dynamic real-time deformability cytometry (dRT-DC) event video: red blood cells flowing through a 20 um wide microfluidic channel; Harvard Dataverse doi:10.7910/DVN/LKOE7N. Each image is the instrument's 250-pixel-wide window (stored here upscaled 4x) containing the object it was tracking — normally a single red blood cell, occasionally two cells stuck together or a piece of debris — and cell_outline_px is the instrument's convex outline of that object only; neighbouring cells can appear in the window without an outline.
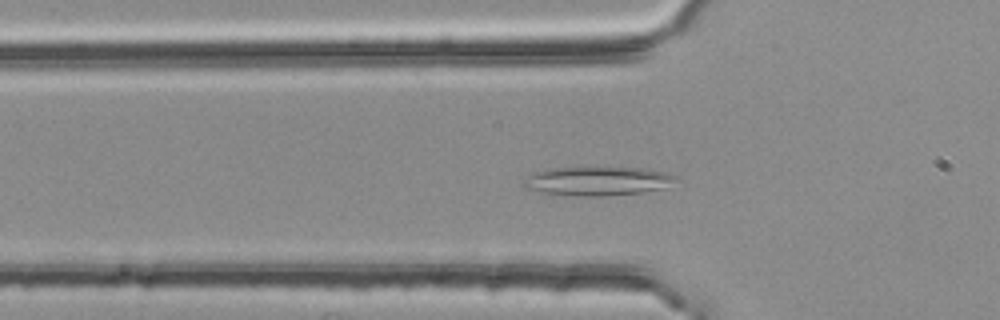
{"species": "common noctule bat (a hibernating species)", "species_latin": "Nyctalus noctula", "temperature_condition": "room temperature", "stored_images_in_passage": 38, "camera_frame_rate_fps": 3000, "um_per_image_px": 0.085, "animal": {"sex": "female", "body_mass_g": 25.1}, "frame": {"image": 1, "passage_image": 10, "time_ms": 3.0, "image_size_px": [1000, 320], "cell_outline_px": [[680, 180], [668, 188], [644, 192], [604, 196], [580, 196], [540, 192], [524, 188], [520, 184], [528, 176], [536, 172], [548, 168], [644, 168], [668, 172], [676, 176]], "centroid_in_image_um": [50.87, 15.4], "position_along_channel_um": 74.9, "area_um2": 25.95}}
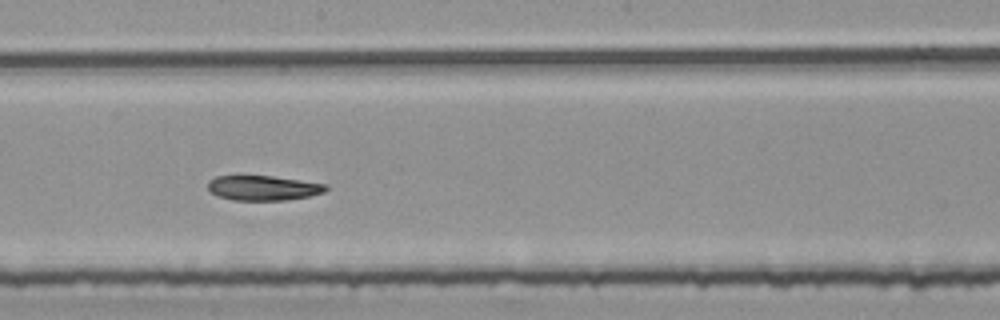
{"frame": {"image": 2, "passage_image": 22, "time_ms": 7.0, "image_size_px": [1000, 320], "cell_outline_px": [[328, 188], [324, 192], [308, 196], [284, 200], [232, 200], [216, 196], [208, 192], [208, 180], [216, 176], [272, 176], [328, 184]], "centroid_in_image_um": [22.33, 15.97], "position_along_channel_um": 225.9, "area_um2": 17.17}}
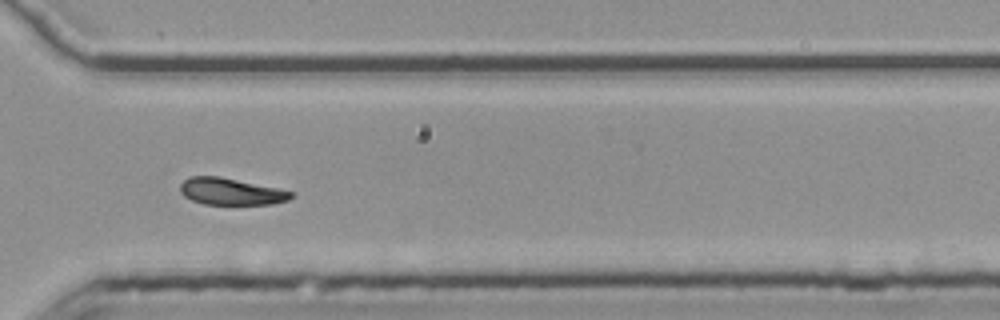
{"frame": {"image": 3, "passage_image": 32, "time_ms": 10.333, "image_size_px": [1000, 320], "cell_outline_px": [[292, 196], [288, 200], [272, 204], [204, 204], [192, 200], [184, 196], [180, 192], [180, 184], [188, 176], [220, 176], [276, 188], [292, 192]], "centroid_in_image_um": [19.57, 16.27], "position_along_channel_um": 351.0, "area_um2": 17.17}}